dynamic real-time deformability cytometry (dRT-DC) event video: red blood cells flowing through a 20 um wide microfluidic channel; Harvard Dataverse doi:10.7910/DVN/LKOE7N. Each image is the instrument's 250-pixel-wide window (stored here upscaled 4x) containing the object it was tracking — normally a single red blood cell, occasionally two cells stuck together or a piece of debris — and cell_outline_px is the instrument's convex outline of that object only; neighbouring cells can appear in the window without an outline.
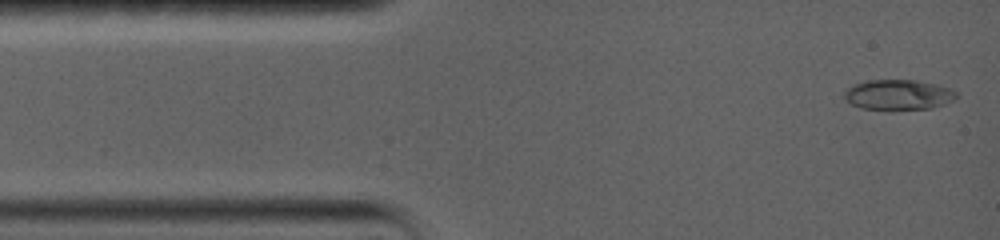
{"species": "common noctule bat (a hibernating species)", "species_latin": "Nyctalus noctula", "temperature_condition": "warm", "stored_images_in_passage": 5, "camera_frame_rate_fps": 5000, "um_per_image_px": 0.085, "animal": {"sex": "female", "body_mass_g": 19.0, "forearm_length_mm": 56.7}, "frame": {"image": 1, "passage_image": 1, "time_ms": 0.0, "image_size_px": [1000, 240], "cell_outline_px": [[956, 96], [952, 100], [944, 104], [932, 108], [860, 108], [844, 100], [844, 92], [852, 84], [868, 80], [916, 80], [936, 84], [948, 88], [956, 92]], "centroid_in_image_um": [76.31, 8.03], "position_along_channel_um": 8.7, "area_um2": 19.31}}
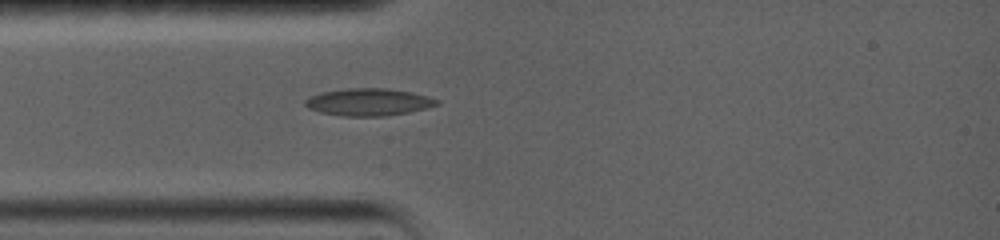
{"frame": {"image": 2, "passage_image": 5, "time_ms": 3.2, "image_size_px": [1000, 240], "cell_outline_px": [[440, 104], [428, 108], [408, 112], [384, 116], [340, 116], [320, 112], [308, 108], [304, 104], [304, 100], [308, 96], [320, 92], [348, 88], [388, 88], [428, 96], [440, 100]], "centroid_in_image_um": [31.3, 8.67], "position_along_channel_um": 53.7, "area_um2": 21.1}}